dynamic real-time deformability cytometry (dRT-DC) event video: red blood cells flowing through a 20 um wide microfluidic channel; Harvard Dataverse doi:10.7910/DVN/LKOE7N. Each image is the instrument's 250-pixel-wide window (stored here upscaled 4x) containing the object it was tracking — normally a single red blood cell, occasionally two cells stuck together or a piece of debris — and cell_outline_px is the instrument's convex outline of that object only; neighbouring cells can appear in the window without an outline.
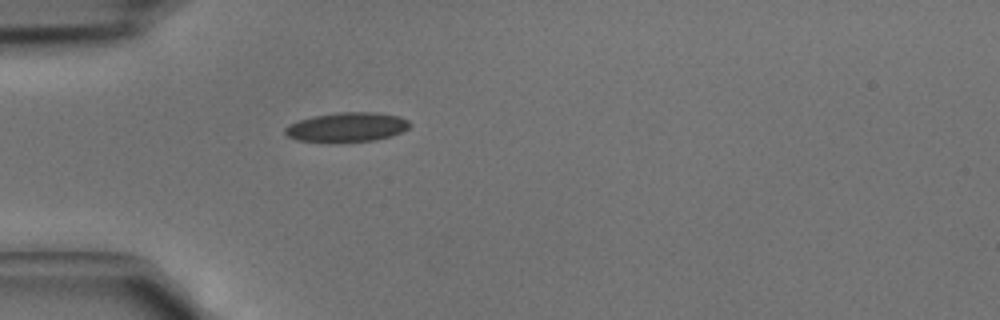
{"species": "common noctule bat (a hibernating species)", "species_latin": "Nyctalus noctula", "temperature_condition": "cold", "stored_images_in_passage": 4, "camera_frame_rate_fps": 3000, "um_per_image_px": 0.085, "animal": {"sex": "male", "body_mass_g": 15.6}, "frame": {"image": 1, "passage_image": 4, "time_ms": 1.0, "image_size_px": [1000, 320], "cell_outline_px": [[412, 124], [408, 128], [392, 136], [376, 140], [296, 140], [288, 136], [284, 132], [284, 128], [288, 124], [300, 120], [316, 116], [340, 112], [376, 112], [400, 116], [408, 120]], "centroid_in_image_um": [29.54, 10.77], "position_along_channel_um": 55.5, "area_um2": 20.75}}